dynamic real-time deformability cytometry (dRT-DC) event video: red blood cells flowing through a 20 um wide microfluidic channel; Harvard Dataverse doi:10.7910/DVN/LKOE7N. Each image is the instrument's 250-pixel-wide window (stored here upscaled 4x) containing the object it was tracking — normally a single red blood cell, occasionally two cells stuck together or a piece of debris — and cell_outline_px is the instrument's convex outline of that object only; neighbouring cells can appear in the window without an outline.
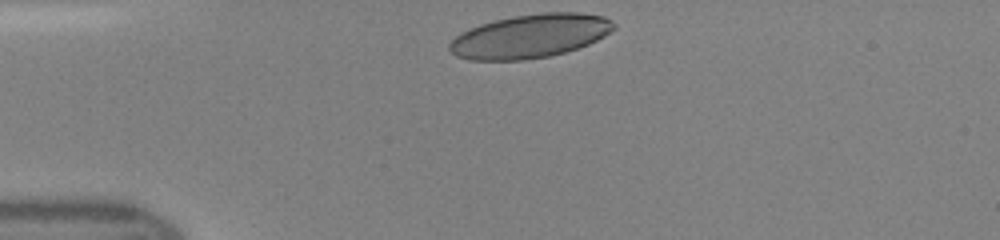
{"species": "human", "species_latin": "Homo sapiens", "temperature_condition": "room temperature", "stored_images_in_passage": 37, "camera_frame_rate_fps": 3000, "um_per_image_px": 0.085, "donor": {"sex": "female"}, "frame": {"image": 1, "passage_image": 1, "time_ms": 0.0, "image_size_px": [1000, 240], "cell_outline_px": [[616, 28], [604, 36], [588, 44], [564, 52], [548, 56], [524, 60], [468, 60], [456, 56], [448, 48], [448, 44], [460, 32], [480, 24], [512, 16], [544, 12], [580, 12], [604, 16], [612, 20], [616, 24]], "centroid_in_image_um": [45.06, 3.06], "position_along_channel_um": 39.9, "area_um2": 41.91}}
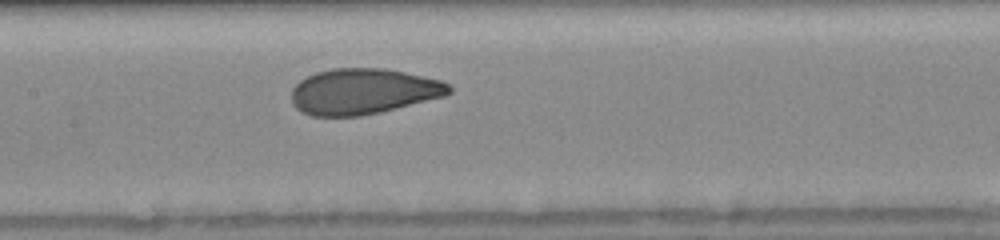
{"frame": {"image": 2, "passage_image": 13, "time_ms": 4.0, "image_size_px": [1000, 240], "cell_outline_px": [[452, 92], [444, 96], [380, 112], [360, 116], [312, 116], [296, 108], [292, 104], [292, 88], [300, 80], [316, 72], [332, 68], [388, 68], [440, 80], [448, 84], [452, 88]], "centroid_in_image_um": [30.86, 7.76], "position_along_channel_um": 176.5, "area_um2": 41.96}}
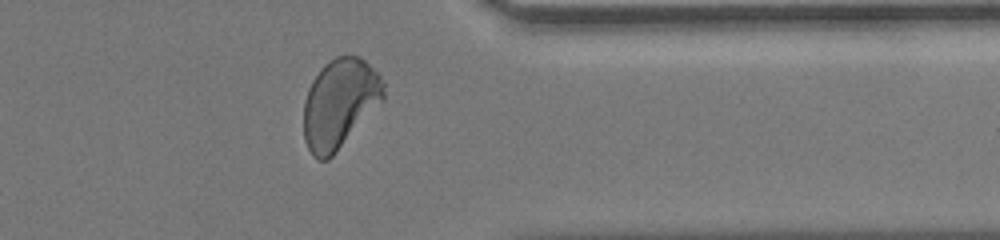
{"frame": {"image": 3, "passage_image": 28, "time_ms": 9.0, "image_size_px": [1000, 240], "cell_outline_px": [[384, 100], [332, 156], [328, 160], [320, 160], [312, 156], [304, 140], [304, 100], [308, 88], [312, 80], [320, 68], [324, 64], [336, 56], [360, 56], [380, 76], [384, 84]], "centroid_in_image_um": [28.86, 8.79], "position_along_channel_um": 382.5, "area_um2": 41.5}}